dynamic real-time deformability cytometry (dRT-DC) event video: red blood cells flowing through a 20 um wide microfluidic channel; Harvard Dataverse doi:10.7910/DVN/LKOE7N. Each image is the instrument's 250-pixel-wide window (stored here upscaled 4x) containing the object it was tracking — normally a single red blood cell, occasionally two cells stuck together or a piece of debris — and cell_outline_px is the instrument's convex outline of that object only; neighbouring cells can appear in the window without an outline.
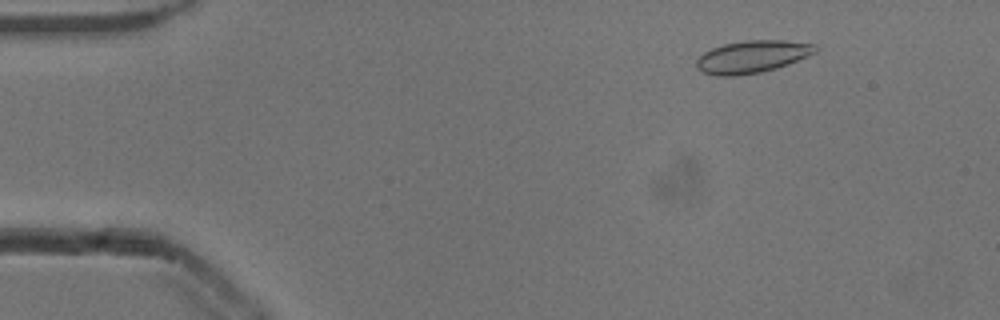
{"species": "common noctule bat (a hibernating species)", "species_latin": "Nyctalus noctula", "temperature_condition": "cold", "stored_images_in_passage": 53, "camera_frame_rate_fps": 3000, "um_per_image_px": 0.085, "animal": {"sex": "male", "body_mass_g": 13.3}, "frame": {"image": 1, "passage_image": 7, "time_ms": 2.0, "image_size_px": [1000, 320], "cell_outline_px": [[820, 48], [816, 52], [808, 56], [788, 64], [776, 68], [760, 72], [732, 76], [720, 76], [700, 72], [696, 68], [696, 60], [704, 52], [712, 48], [724, 44], [748, 40], [784, 40], [816, 44]], "centroid_in_image_um": [63.95, 4.81], "position_along_channel_um": 21.1, "area_um2": 22.48}}
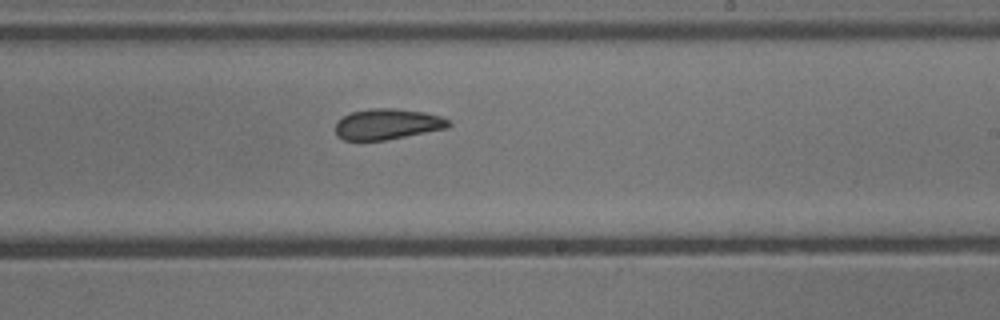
{"frame": {"image": 2, "passage_image": 32, "time_ms": 10.333, "image_size_px": [1000, 320], "cell_outline_px": [[452, 124], [448, 128], [384, 140], [344, 140], [336, 136], [336, 120], [352, 112], [372, 108], [392, 108], [424, 112], [440, 116], [448, 120]], "centroid_in_image_um": [32.91, 10.55], "position_along_channel_um": 256.1, "area_um2": 20.17}}
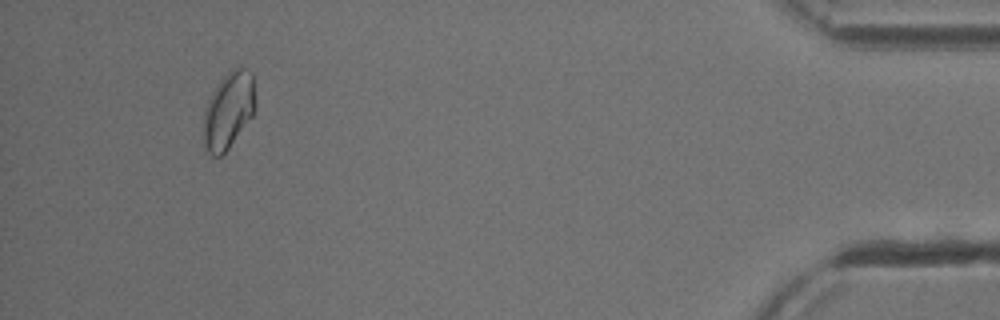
{"frame": {"image": 3, "passage_image": 50, "time_ms": 16.333, "image_size_px": [1000, 320], "cell_outline_px": [[256, 108], [252, 116], [228, 148], [220, 156], [212, 156], [204, 152], [204, 108], [212, 92], [220, 80], [232, 68], [244, 68], [252, 72], [256, 104]], "centroid_in_image_um": [19.42, 9.39], "position_along_channel_um": 415.8, "area_um2": 23.18}, "authors_computed_cell_mechanics": {"area_um2": 21.4438, "velocity_mm_per_s": 3.848, "shape_relaxation_time_tau1_ms": 7.1362, "shape_relaxation_time_tau2_ms": 3.2109, "deformation_change_tau1": 0.1018, "deformation_change_tau2": 0.06}}